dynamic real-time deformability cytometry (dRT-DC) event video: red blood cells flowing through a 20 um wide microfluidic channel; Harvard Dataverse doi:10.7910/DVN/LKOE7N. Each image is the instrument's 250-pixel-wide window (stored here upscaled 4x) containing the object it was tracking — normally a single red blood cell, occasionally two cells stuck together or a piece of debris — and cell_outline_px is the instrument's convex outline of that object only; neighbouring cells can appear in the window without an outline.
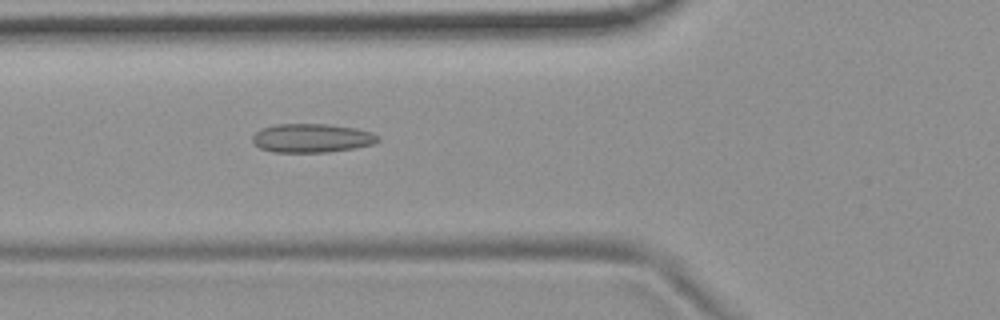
{"species": "common noctule bat (a hibernating species)", "species_latin": "Nyctalus noctula", "temperature_condition": "room temperature", "stored_images_in_passage": 54, "camera_frame_rate_fps": 3000, "um_per_image_px": 0.085, "animal": {"sex": "female", "body_mass_g": 19.9}, "frame": {"image": 1, "passage_image": 20, "time_ms": 6.333, "image_size_px": [1000, 320], "cell_outline_px": [[380, 140], [372, 144], [356, 148], [328, 152], [276, 152], [260, 148], [252, 140], [252, 136], [260, 128], [276, 124], [328, 124], [356, 128], [372, 132], [380, 136]], "centroid_in_image_um": [26.53, 11.73], "position_along_channel_um": 99.3, "area_um2": 21.15}}
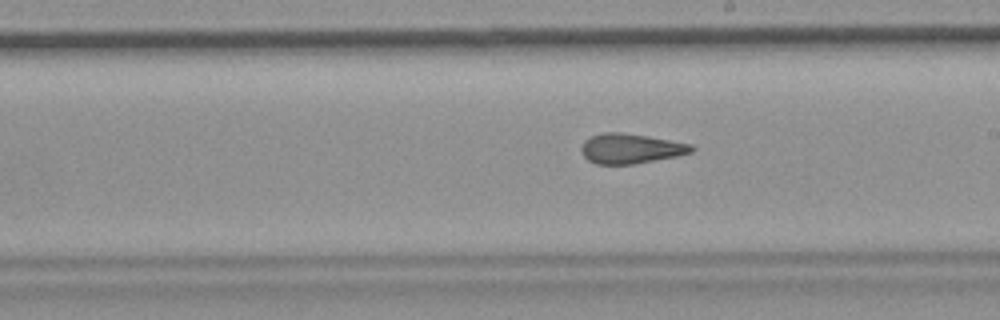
{"frame": {"image": 2, "passage_image": 31, "time_ms": 10.0, "image_size_px": [1000, 320], "cell_outline_px": [[696, 148], [692, 152], [676, 156], [632, 164], [596, 164], [588, 160], [580, 152], [580, 148], [584, 140], [592, 136], [604, 132], [620, 132], [648, 136], [692, 144]], "centroid_in_image_um": [53.59, 12.62], "position_along_channel_um": 235.4, "area_um2": 19.19}}
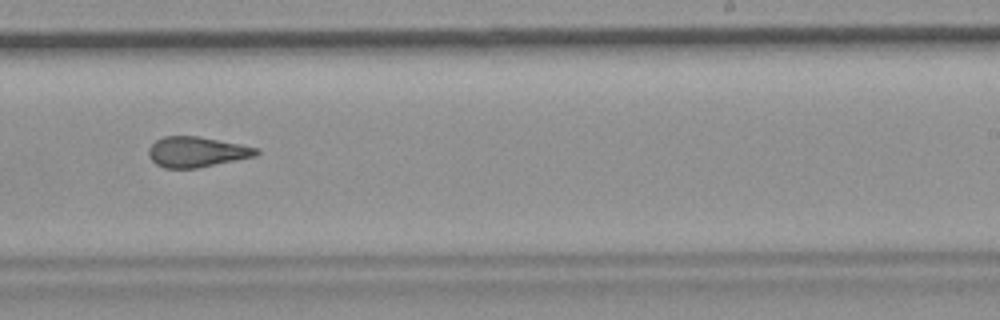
{"frame": {"image": 3, "passage_image": 34, "time_ms": 11.0, "image_size_px": [1000, 320], "cell_outline_px": [[260, 152], [256, 156], [196, 168], [164, 168], [156, 164], [148, 156], [148, 148], [156, 140], [164, 136], [196, 136], [240, 144], [260, 148]], "centroid_in_image_um": [16.71, 12.91], "position_along_channel_um": 272.3, "area_um2": 19.02}, "authors_computed_cell_mechanics": {"area_um2": 20.0566, "velocity_mm_per_s": 3.7115, "shape_relaxation_time_tau1_ms": null, "shape_relaxation_time_tau2_ms": 2.1643, "deformation_change_tau1": null, "deformation_change_tau2": 0.0976}}